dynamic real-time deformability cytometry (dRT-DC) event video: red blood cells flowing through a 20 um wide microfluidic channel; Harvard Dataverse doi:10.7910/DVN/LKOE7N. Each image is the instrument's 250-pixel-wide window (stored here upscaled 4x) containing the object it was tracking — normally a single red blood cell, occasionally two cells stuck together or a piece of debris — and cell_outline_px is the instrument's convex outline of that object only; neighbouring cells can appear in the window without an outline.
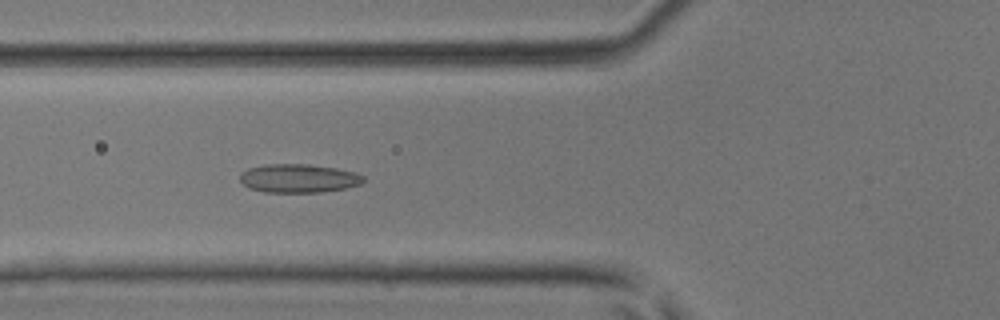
{"species": "common noctule bat (a hibernating species)", "species_latin": "Nyctalus noctula", "temperature_condition": "room temperature", "stored_images_in_passage": 44, "camera_frame_rate_fps": 3000, "um_per_image_px": 0.085, "animal": {"sex": "male", "body_mass_g": 17.9, "forearm_length_mm": 54.2}, "frame": {"image": 1, "passage_image": 17, "time_ms": 5.333, "image_size_px": [1000, 320], "cell_outline_px": [[364, 180], [360, 184], [344, 188], [320, 192], [264, 192], [248, 188], [240, 180], [240, 172], [248, 168], [264, 164], [308, 164], [336, 168], [356, 172], [364, 176]], "centroid_in_image_um": [25.35, 15.15], "position_along_channel_um": 100.4, "area_um2": 20.63}}
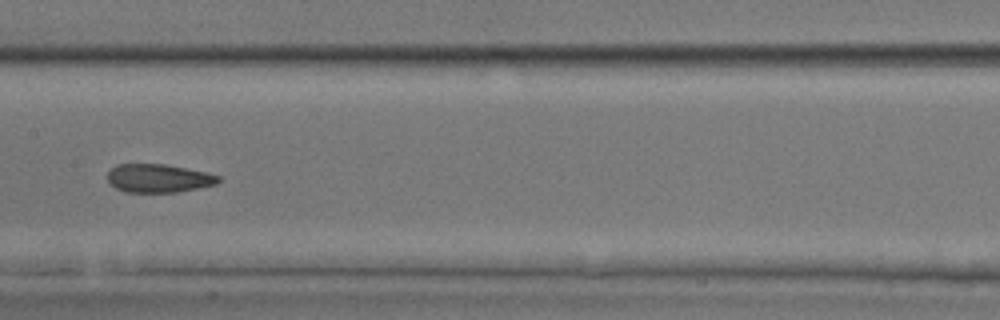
{"frame": {"image": 2, "passage_image": 23, "time_ms": 7.333, "image_size_px": [1000, 320], "cell_outline_px": [[220, 180], [216, 184], [176, 192], [124, 192], [108, 184], [108, 172], [116, 164], [164, 164], [208, 172], [220, 176]], "centroid_in_image_um": [13.45, 15.15], "position_along_channel_um": 193.9, "area_um2": 18.38}}
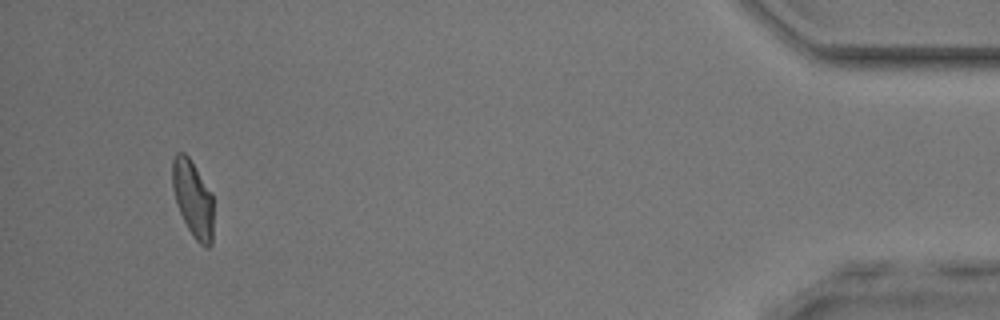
{"frame": {"image": 3, "passage_image": 42, "time_ms": 13.667, "image_size_px": [1000, 320], "cell_outline_px": [[212, 244], [208, 248], [200, 244], [192, 236], [176, 204], [172, 188], [172, 160], [176, 152], [184, 152], [188, 156], [212, 196]], "centroid_in_image_um": [16.36, 16.91], "position_along_channel_um": 418.8, "area_um2": 18.03}}